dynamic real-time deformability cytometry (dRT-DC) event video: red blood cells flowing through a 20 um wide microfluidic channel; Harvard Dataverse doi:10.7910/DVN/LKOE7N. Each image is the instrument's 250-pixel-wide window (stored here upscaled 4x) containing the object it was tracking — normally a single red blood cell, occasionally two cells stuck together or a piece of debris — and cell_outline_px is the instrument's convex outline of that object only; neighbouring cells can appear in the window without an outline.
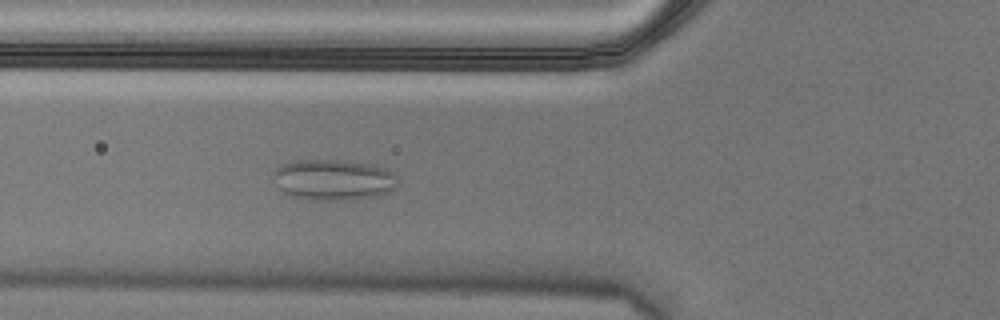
{"species": "Egyptian fruit bat (a non-hibernating species)", "species_latin": "Rousettus aegyptiacus", "temperature_condition": "cold", "stored_images_in_passage": 6, "camera_frame_rate_fps": 3000, "um_per_image_px": 0.085, "animal": {"sex": "male"}, "frame": {"image": 1, "passage_image": 6, "time_ms": 1.667, "image_size_px": [1000, 320], "cell_outline_px": [[396, 188], [392, 192], [376, 196], [320, 200], [296, 196], [284, 192], [280, 188], [276, 176], [276, 168], [280, 164], [296, 160], [336, 160], [372, 164], [388, 168], [396, 176]], "centroid_in_image_um": [28.42, 15.25], "position_along_channel_um": 97.4, "area_um2": 28.9}}